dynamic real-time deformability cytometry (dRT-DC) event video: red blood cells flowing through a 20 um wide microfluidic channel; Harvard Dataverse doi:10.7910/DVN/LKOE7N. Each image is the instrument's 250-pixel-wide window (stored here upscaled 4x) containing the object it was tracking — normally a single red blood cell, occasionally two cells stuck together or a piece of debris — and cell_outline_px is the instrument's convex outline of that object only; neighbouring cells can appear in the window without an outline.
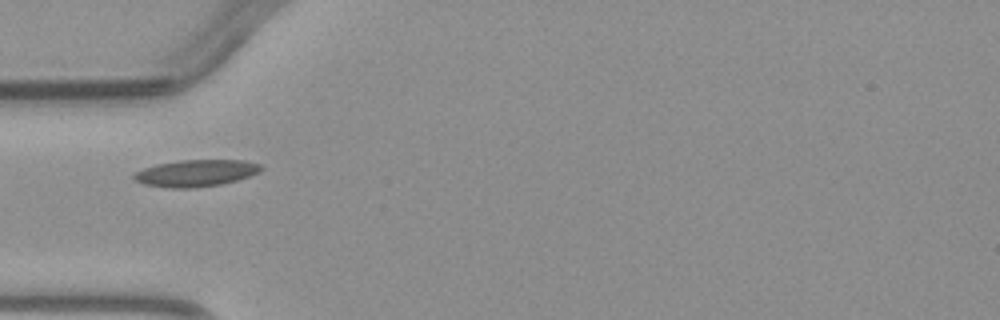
{"species": "common noctule bat (a hibernating species)", "species_latin": "Nyctalus noctula", "temperature_condition": "warm", "stored_images_in_passage": 1, "camera_frame_rate_fps": 3000, "um_per_image_px": 0.085, "animal": {"sex": "male", "body_mass_g": 23.1, "forearm_length_mm": 52.7}, "frame": {"image": 1, "passage_image": 1, "time_ms": 0.0, "image_size_px": [1000, 320], "cell_outline_px": [[264, 168], [260, 172], [236, 180], [220, 184], [196, 188], [168, 188], [144, 184], [136, 180], [132, 176], [136, 172], [144, 168], [156, 164], [180, 160], [244, 160], [260, 164]], "centroid_in_image_um": [16.66, 14.71], "position_along_channel_um": 68.3, "area_um2": 19.83}}